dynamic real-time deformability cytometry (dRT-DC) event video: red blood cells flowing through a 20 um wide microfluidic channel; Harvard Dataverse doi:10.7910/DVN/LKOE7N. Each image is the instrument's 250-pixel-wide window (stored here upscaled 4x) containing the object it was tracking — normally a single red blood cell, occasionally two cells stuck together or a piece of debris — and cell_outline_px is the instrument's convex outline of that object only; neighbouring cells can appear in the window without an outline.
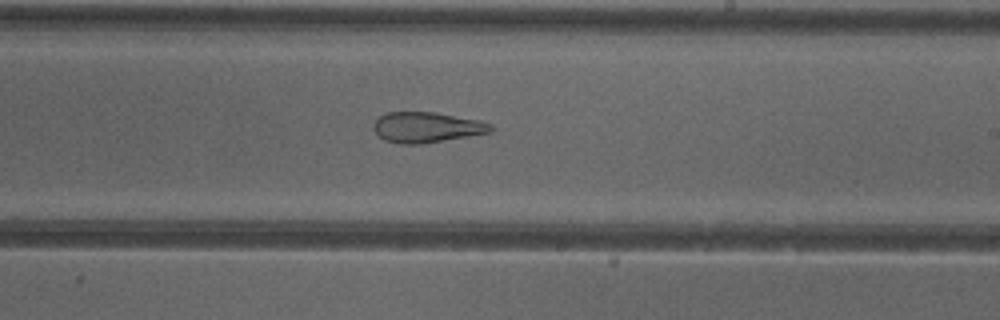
{"species": "common noctule bat (a hibernating species)", "species_latin": "Nyctalus noctula", "temperature_condition": "cold", "stored_images_in_passage": 51, "camera_frame_rate_fps": 3000, "um_per_image_px": 0.085, "animal": {"sex": "female"}, "frame": {"image": 1, "passage_image": 30, "time_ms": 9.667, "image_size_px": [1000, 320], "cell_outline_px": [[492, 132], [420, 144], [400, 144], [384, 140], [372, 128], [372, 124], [380, 116], [388, 112], [436, 112], [480, 120], [492, 124]], "centroid_in_image_um": [36.26, 10.81], "position_along_channel_um": 252.7, "area_um2": 20.81}, "authors_computed_cell_mechanics": {"area_um2": 27.2238, "velocity_mm_per_s": 3.9971, "shape_relaxation_time_tau1_ms": null, "shape_relaxation_time_tau2_ms": 2.4944, "deformation_change_tau1": null, "deformation_change_tau2": 0.1237}}